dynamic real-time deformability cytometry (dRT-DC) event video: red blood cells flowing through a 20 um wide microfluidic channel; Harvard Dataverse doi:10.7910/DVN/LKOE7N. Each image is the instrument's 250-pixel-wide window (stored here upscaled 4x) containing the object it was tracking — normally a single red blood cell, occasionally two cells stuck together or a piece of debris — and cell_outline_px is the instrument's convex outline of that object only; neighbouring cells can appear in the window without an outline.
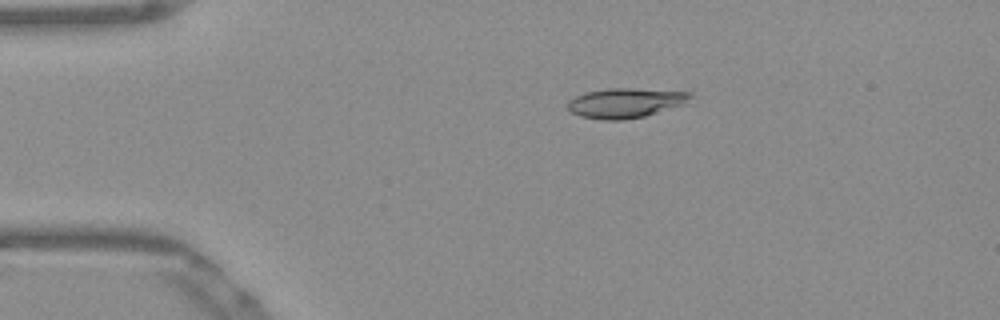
{"species": "Egyptian fruit bat (a non-hibernating species)", "species_latin": "Rousettus aegyptiacus", "temperature_condition": "warm", "stored_images_in_passage": 43, "camera_frame_rate_fps": 3000, "um_per_image_px": 0.085, "frame": {"image": 1, "passage_image": 1, "time_ms": 0.0, "image_size_px": [1000, 320], "cell_outline_px": [[692, 96], [684, 104], [644, 116], [624, 120], [604, 120], [580, 116], [572, 112], [568, 108], [568, 100], [576, 96], [588, 92], [608, 88], [628, 88], [692, 92]], "centroid_in_image_um": [53.16, 8.75], "position_along_channel_um": 31.8, "area_um2": 21.04}}
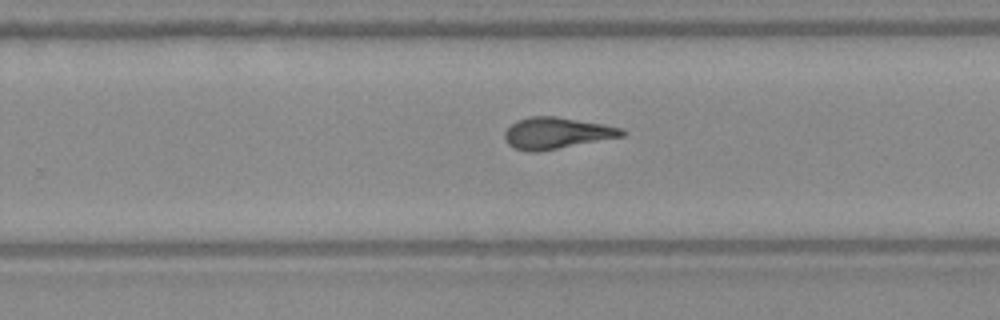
{"frame": {"image": 2, "passage_image": 24, "time_ms": 7.667, "image_size_px": [1000, 320], "cell_outline_px": [[624, 136], [536, 152], [528, 152], [512, 148], [504, 140], [504, 132], [516, 120], [528, 116], [556, 116], [604, 124], [624, 128]], "centroid_in_image_um": [47.27, 11.31], "position_along_channel_um": 282.5, "area_um2": 21.56}}
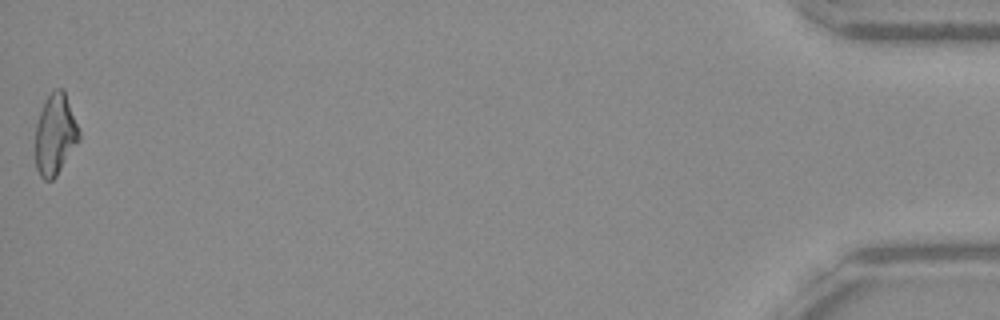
{"frame": {"image": 3, "passage_image": 43, "time_ms": 14.0, "image_size_px": [1000, 320], "cell_outline_px": [[80, 140], [56, 176], [52, 180], [44, 180], [40, 176], [36, 168], [36, 124], [44, 100], [56, 88], [64, 88], [80, 132]], "centroid_in_image_um": [4.7, 11.42], "position_along_channel_um": 430.5, "area_um2": 20.63}, "authors_computed_cell_mechanics": {"area_um2": 21.0392, "velocity_mm_per_s": 3.8807, "shape_relaxation_time_tau1_ms": null, "shape_relaxation_time_tau2_ms": 1.4032, "deformation_change_tau1": null, "deformation_change_tau2": 0.1011}}